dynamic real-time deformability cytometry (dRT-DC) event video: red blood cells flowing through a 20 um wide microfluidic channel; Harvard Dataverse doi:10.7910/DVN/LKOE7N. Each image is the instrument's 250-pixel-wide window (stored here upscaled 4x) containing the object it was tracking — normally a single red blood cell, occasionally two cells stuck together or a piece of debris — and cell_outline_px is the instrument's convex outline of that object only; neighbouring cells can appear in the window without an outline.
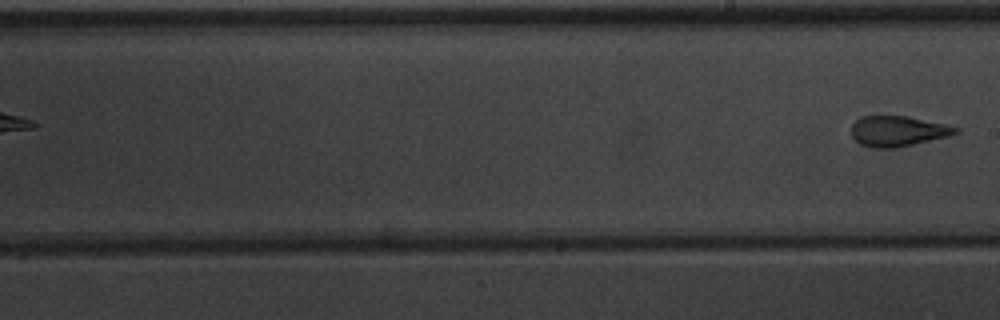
{"species": "common noctule bat (a hibernating species)", "species_latin": "Nyctalus noctula", "temperature_condition": "warm", "stored_images_in_passage": 7, "segment_of_instrument_passage": [2, 2], "camera_frame_rate_fps": 3000, "um_per_image_px": 0.085, "animal": {"sex": "male", "body_mass_g": 20.1, "forearm_length_mm": 53.5}, "frame": {"image": 1, "passage_image": 7, "time_ms": 7.0, "image_size_px": [1000, 320], "cell_outline_px": [[960, 132], [948, 136], [896, 148], [872, 148], [860, 144], [852, 136], [852, 124], [860, 116], [908, 116], [944, 124], [960, 128]], "centroid_in_image_um": [76.31, 11.15], "position_along_channel_um": 212.7, "area_um2": 18.44}}